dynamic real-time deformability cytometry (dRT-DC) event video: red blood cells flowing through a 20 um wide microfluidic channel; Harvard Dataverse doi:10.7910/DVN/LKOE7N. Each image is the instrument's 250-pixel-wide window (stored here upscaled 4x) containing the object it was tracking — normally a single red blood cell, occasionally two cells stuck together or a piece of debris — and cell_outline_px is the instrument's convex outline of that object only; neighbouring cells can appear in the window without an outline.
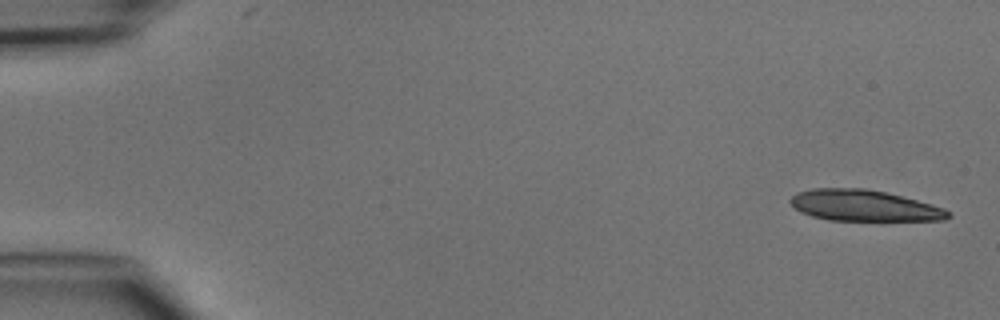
{"species": "common noctule bat (a hibernating species)", "species_latin": "Nyctalus noctula", "temperature_condition": "cold", "stored_images_in_passage": 7, "camera_frame_rate_fps": 3000, "um_per_image_px": 0.085, "animal": {"sex": "male", "body_mass_g": 15.6}, "frame": {"image": 1, "passage_image": 1, "time_ms": 0.0, "image_size_px": [1000, 320], "cell_outline_px": [[952, 216], [944, 220], [880, 224], [828, 220], [812, 216], [800, 212], [788, 200], [796, 192], [812, 188], [864, 188], [884, 192], [932, 204], [944, 208], [952, 212]], "centroid_in_image_um": [73.53, 17.55], "position_along_channel_um": 11.5, "area_um2": 30.23}}
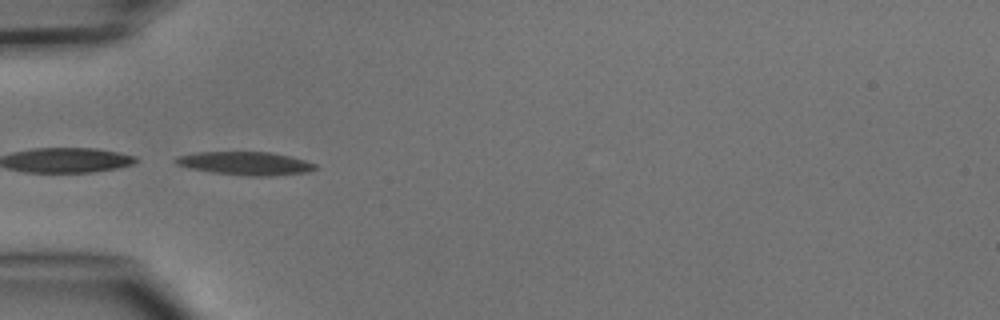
{"frame": {"image": 2, "passage_image": 5, "time_ms": 4.667, "image_size_px": [1000, 320], "cell_outline_px": [[316, 168], [308, 172], [272, 176], [244, 176], [212, 172], [188, 168], [176, 164], [172, 160], [176, 156], [196, 152], [272, 152], [304, 160], [316, 164]], "centroid_in_image_um": [20.81, 13.89], "position_along_channel_um": 64.2, "area_um2": 19.07}}